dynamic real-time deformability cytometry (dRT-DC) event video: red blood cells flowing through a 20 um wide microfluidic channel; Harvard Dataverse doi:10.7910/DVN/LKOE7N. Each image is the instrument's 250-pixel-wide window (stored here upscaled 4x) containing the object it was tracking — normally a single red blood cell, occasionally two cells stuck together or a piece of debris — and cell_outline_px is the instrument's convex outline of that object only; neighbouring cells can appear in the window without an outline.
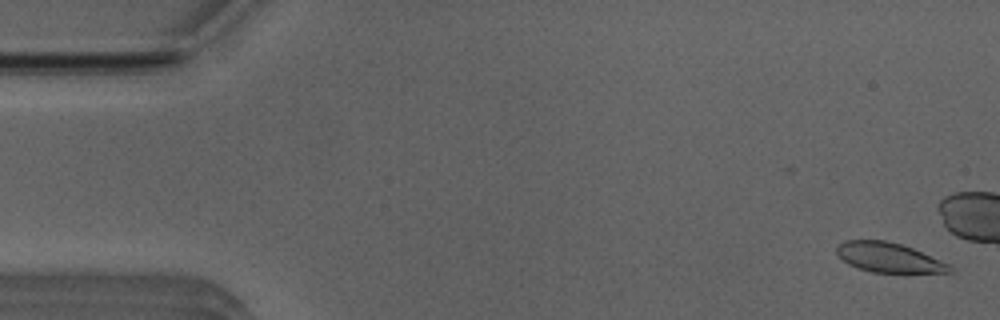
{"species": "Egyptian fruit bat (a non-hibernating species)", "species_latin": "Rousettus aegyptiacus", "temperature_condition": "room temperature", "stored_images_in_passage": 52, "camera_frame_rate_fps": 3000, "um_per_image_px": 0.085, "animal": {"sex": "male"}, "frame": {"image": 1, "passage_image": 1, "time_ms": 0.0, "image_size_px": [1000, 320], "cell_outline_px": [[952, 272], [872, 272], [848, 264], [836, 252], [836, 244], [844, 240], [884, 240], [900, 244], [912, 248], [948, 264], [952, 268]], "centroid_in_image_um": [75.48, 21.87], "position_along_channel_um": 9.5, "area_um2": 19.13}}
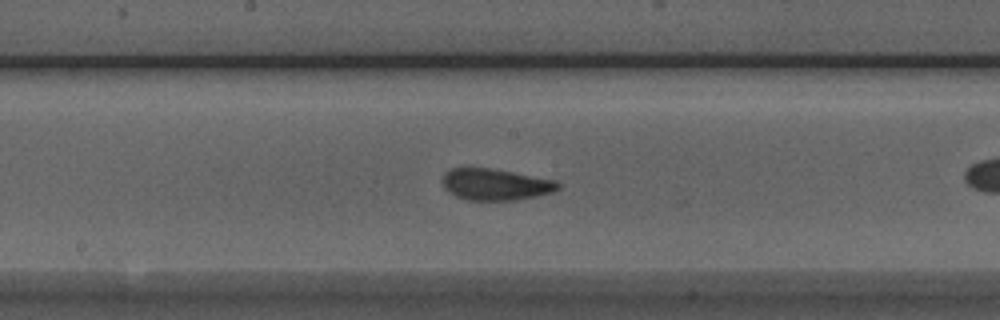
{"frame": {"image": 2, "passage_image": 26, "time_ms": 8.333, "image_size_px": [1000, 320], "cell_outline_px": [[560, 188], [552, 192], [536, 196], [512, 200], [468, 200], [456, 196], [444, 188], [444, 172], [452, 168], [492, 168], [556, 180], [560, 184]], "centroid_in_image_um": [42.13, 15.67], "position_along_channel_um": 206.1, "area_um2": 21.04}}
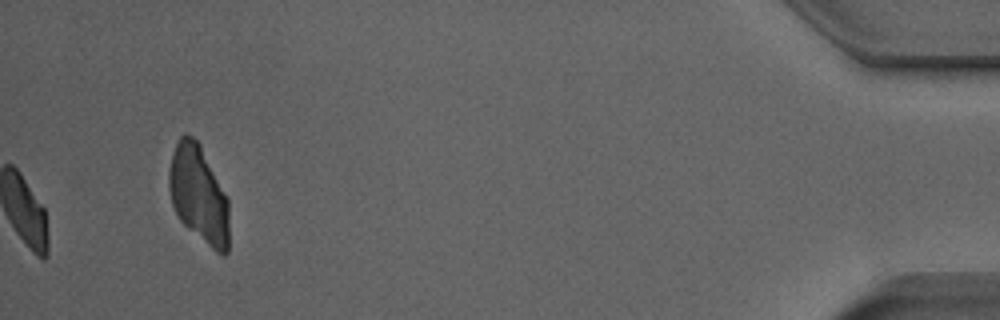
{"frame": {"image": 3, "passage_image": 52, "time_ms": 17.0, "image_size_px": [1000, 320], "cell_outline_px": [[228, 252], [224, 256], [220, 256], [188, 228], [180, 220], [172, 204], [168, 188], [168, 168], [176, 144], [180, 136], [184, 132], [192, 136], [200, 144], [228, 200]], "centroid_in_image_um": [16.87, 16.53], "position_along_channel_um": 418.3, "area_um2": 33.99}, "authors_computed_cell_mechanics": {"area_um2": 21.0392, "velocity_mm_per_s": 3.8947, "shape_relaxation_time_tau1_ms": 3.477, "shape_relaxation_time_tau2_ms": 1.2503, "deformation_change_tau1": 0.1195, "deformation_change_tau2": 0.0721}}